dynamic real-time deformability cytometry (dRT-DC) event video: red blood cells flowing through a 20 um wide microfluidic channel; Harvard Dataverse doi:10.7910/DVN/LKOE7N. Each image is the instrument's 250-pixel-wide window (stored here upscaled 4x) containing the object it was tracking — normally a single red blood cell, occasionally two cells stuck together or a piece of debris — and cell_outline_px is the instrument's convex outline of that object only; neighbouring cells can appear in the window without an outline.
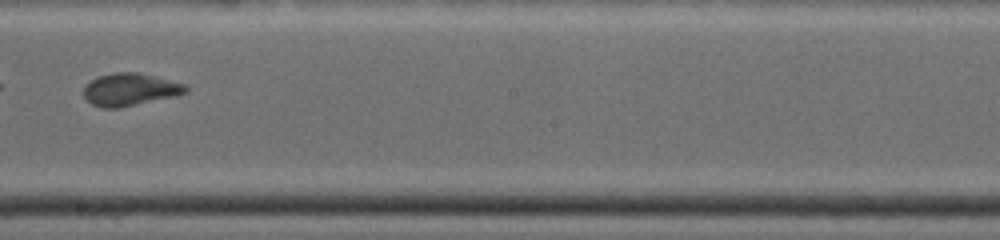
{"species": "common noctule bat (a hibernating species)", "species_latin": "Nyctalus noctula", "temperature_condition": "warm", "stored_images_in_passage": 21, "camera_frame_rate_fps": 4500, "um_per_image_px": 0.085, "animal": {"sex": "female", "body_mass_g": 19.0, "forearm_length_mm": 53.3}, "frame": {"image": 1, "passage_image": 12, "time_ms": 5.111, "image_size_px": [1000, 240], "cell_outline_px": [[188, 92], [176, 96], [120, 108], [100, 108], [92, 104], [84, 96], [84, 88], [96, 76], [112, 72], [136, 72], [184, 84], [188, 88]], "centroid_in_image_um": [11.04, 7.62], "position_along_channel_um": 237.2, "area_um2": 19.25}, "authors_computed_cell_mechanics": {"area_um2": 19.2474, "velocity_mm_per_s": 3.9119, "shape_relaxation_time_tau1_ms": null, "shape_relaxation_time_tau2_ms": 1.6249, "deformation_change_tau1": null, "deformation_change_tau2": 0.0776}}